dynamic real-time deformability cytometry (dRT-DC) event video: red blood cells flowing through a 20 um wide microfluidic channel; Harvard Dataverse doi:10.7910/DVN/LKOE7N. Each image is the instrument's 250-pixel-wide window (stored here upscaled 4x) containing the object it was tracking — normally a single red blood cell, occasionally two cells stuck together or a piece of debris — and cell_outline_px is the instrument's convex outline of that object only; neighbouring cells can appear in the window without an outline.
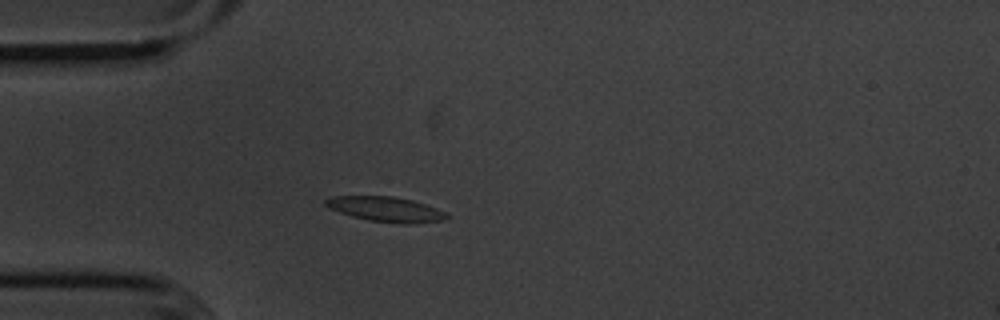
{"species": "common noctule bat (a hibernating species)", "species_latin": "Nyctalus noctula", "temperature_condition": "cold", "stored_images_in_passage": 55, "camera_frame_rate_fps": 3000, "um_per_image_px": 0.085, "animal": {"sex": "male", "body_mass_g": 20.1, "forearm_length_mm": 53.5}, "frame": {"image": 1, "passage_image": 15, "time_ms": 4.667, "image_size_px": [1000, 320], "cell_outline_px": [[448, 216], [444, 220], [416, 224], [400, 224], [368, 220], [352, 216], [328, 208], [324, 204], [324, 200], [332, 196], [392, 196], [412, 200], [436, 208], [444, 212]], "centroid_in_image_um": [32.77, 17.79], "position_along_channel_um": 52.2, "area_um2": 17.63}}
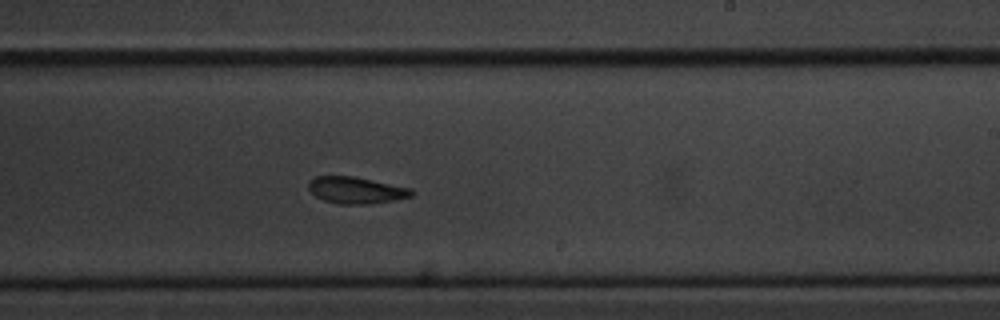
{"frame": {"image": 2, "passage_image": 33, "time_ms": 10.667, "image_size_px": [1000, 320], "cell_outline_px": [[412, 196], [396, 200], [368, 204], [336, 204], [324, 200], [316, 196], [308, 188], [308, 180], [316, 176], [352, 176], [412, 188]], "centroid_in_image_um": [30.25, 16.17], "position_along_channel_um": 258.8, "area_um2": 16.01}}
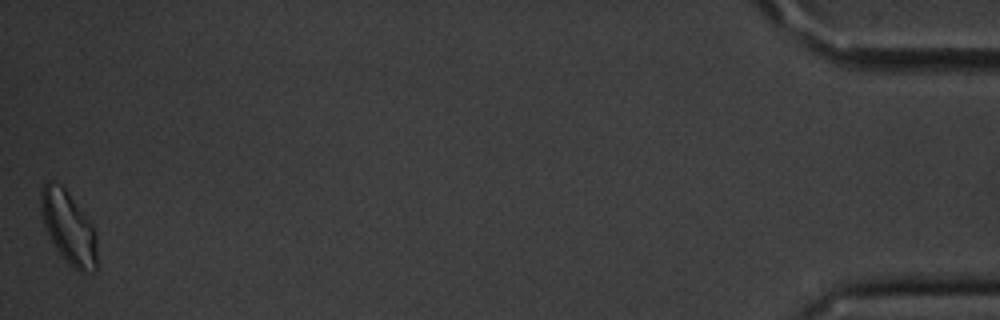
{"frame": {"image": 3, "passage_image": 55, "time_ms": 18.0, "image_size_px": [1000, 320], "cell_outline_px": [[96, 272], [84, 276], [72, 268], [68, 264], [56, 248], [44, 224], [40, 208], [40, 192], [44, 184], [48, 180], [52, 180], [60, 184], [68, 192], [92, 224], [96, 236]], "centroid_in_image_um": [5.84, 19.39], "position_along_channel_um": 429.4, "area_um2": 23.93}, "authors_computed_cell_mechanics": {"area_um2": 16.9932, "velocity_mm_per_s": 3.5796, "shape_relaxation_time_tau1_ms": 6.1935, "shape_relaxation_time_tau2_ms": null, "deformation_change_tau1": 0.1287, "deformation_change_tau2": null}}